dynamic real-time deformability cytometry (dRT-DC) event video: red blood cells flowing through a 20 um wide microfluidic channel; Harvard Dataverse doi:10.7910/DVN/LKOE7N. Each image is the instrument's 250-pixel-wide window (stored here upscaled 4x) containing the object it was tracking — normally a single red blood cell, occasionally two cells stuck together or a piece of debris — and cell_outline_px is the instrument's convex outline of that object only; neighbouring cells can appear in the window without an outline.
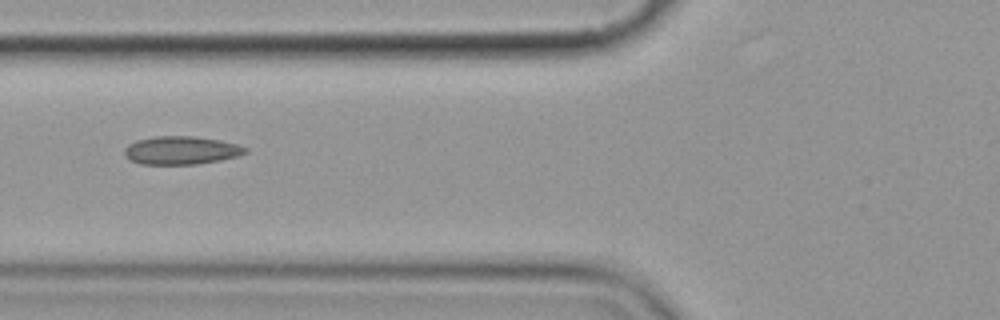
{"species": "common noctule bat (a hibernating species)", "species_latin": "Nyctalus noctula", "temperature_condition": "cold", "stored_images_in_passage": 4, "camera_frame_rate_fps": 3000, "um_per_image_px": 0.085, "animal": {"sex": "female", "body_mass_g": 19.9}, "frame": {"image": 1, "passage_image": 4, "time_ms": 3.333, "image_size_px": [1000, 320], "cell_outline_px": [[248, 152], [236, 156], [220, 160], [196, 164], [140, 164], [128, 160], [124, 156], [124, 148], [128, 144], [136, 140], [152, 136], [192, 136], [220, 140], [240, 144], [248, 148]], "centroid_in_image_um": [15.37, 12.77], "position_along_channel_um": 110.4, "area_um2": 20.11}}